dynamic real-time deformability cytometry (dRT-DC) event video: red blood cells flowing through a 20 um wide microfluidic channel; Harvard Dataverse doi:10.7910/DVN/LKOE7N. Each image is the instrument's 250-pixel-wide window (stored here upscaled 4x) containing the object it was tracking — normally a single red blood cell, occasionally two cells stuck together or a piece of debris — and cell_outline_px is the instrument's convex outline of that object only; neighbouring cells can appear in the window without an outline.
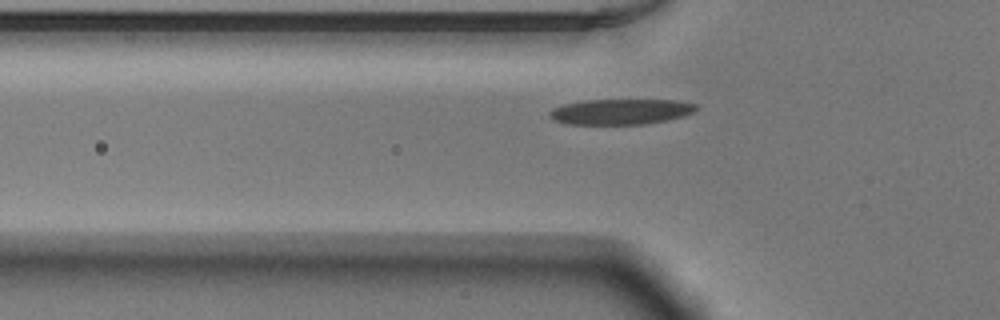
{"species": "Egyptian fruit bat (a non-hibernating species)", "species_latin": "Rousettus aegyptiacus", "temperature_condition": "warm", "stored_images_in_passage": 37, "camera_frame_rate_fps": 3000, "um_per_image_px": 0.085, "animal": {"sex": "male"}, "frame": {"image": 1, "passage_image": 3, "time_ms": 0.667, "image_size_px": [1000, 320], "cell_outline_px": [[696, 108], [692, 112], [684, 116], [644, 124], [568, 124], [552, 120], [548, 112], [552, 108], [564, 104], [584, 100], [676, 100], [696, 104]], "centroid_in_image_um": [52.7, 9.49], "position_along_channel_um": 73.1, "area_um2": 21.68}}
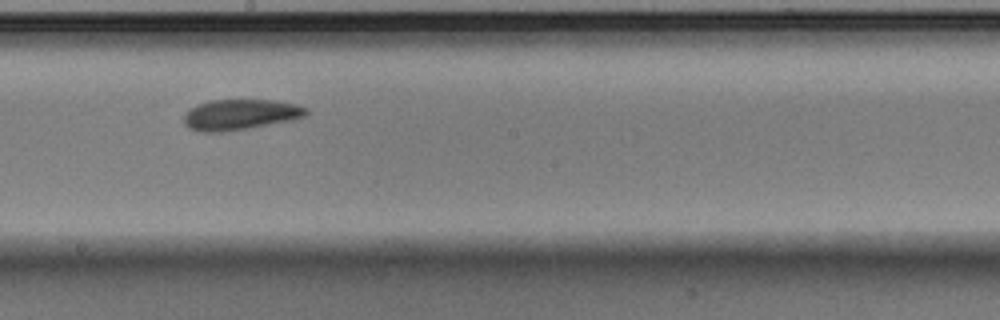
{"frame": {"image": 2, "passage_image": 15, "time_ms": 4.667, "image_size_px": [1000, 320], "cell_outline_px": [[308, 112], [304, 116], [292, 120], [220, 132], [204, 132], [188, 128], [184, 124], [184, 116], [188, 108], [196, 104], [212, 100], [276, 100], [296, 104], [308, 108]], "centroid_in_image_um": [20.39, 9.72], "position_along_channel_um": 227.8, "area_um2": 21.68}}
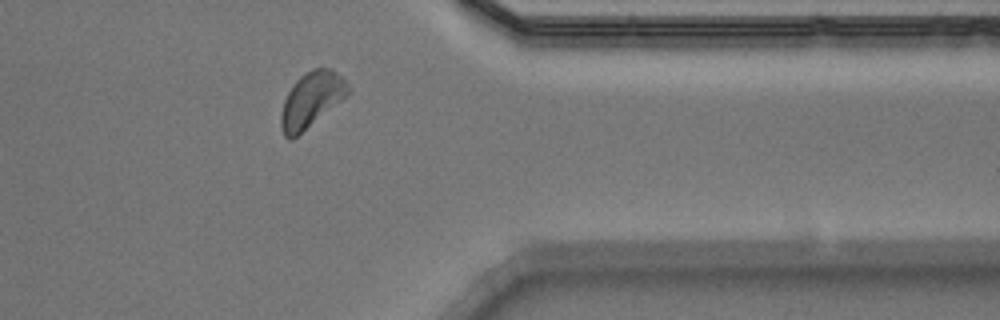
{"frame": {"image": 3, "passage_image": 28, "time_ms": 9.0, "image_size_px": [1000, 320], "cell_outline_px": [[352, 92], [348, 96], [292, 140], [284, 136], [280, 124], [280, 116], [284, 100], [288, 92], [296, 80], [300, 76], [312, 68], [332, 68], [352, 88]], "centroid_in_image_um": [26.49, 8.47], "position_along_channel_um": 384.9, "area_um2": 21.73}}